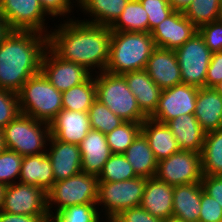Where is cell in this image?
Segmentation results:
<instances>
[{"instance_id": "obj_1", "label": "cell", "mask_w": 222, "mask_h": 222, "mask_svg": "<svg viewBox=\"0 0 222 222\" xmlns=\"http://www.w3.org/2000/svg\"><path fill=\"white\" fill-rule=\"evenodd\" d=\"M71 17L63 23L60 21L55 29L51 27L48 47L61 59L80 64L93 74L105 71L109 60L110 27Z\"/></svg>"}, {"instance_id": "obj_2", "label": "cell", "mask_w": 222, "mask_h": 222, "mask_svg": "<svg viewBox=\"0 0 222 222\" xmlns=\"http://www.w3.org/2000/svg\"><path fill=\"white\" fill-rule=\"evenodd\" d=\"M48 36L35 31H10L0 44V89L18 92L40 72Z\"/></svg>"}, {"instance_id": "obj_3", "label": "cell", "mask_w": 222, "mask_h": 222, "mask_svg": "<svg viewBox=\"0 0 222 222\" xmlns=\"http://www.w3.org/2000/svg\"><path fill=\"white\" fill-rule=\"evenodd\" d=\"M155 48L150 32L111 31L109 60L105 71L123 74L144 70Z\"/></svg>"}, {"instance_id": "obj_4", "label": "cell", "mask_w": 222, "mask_h": 222, "mask_svg": "<svg viewBox=\"0 0 222 222\" xmlns=\"http://www.w3.org/2000/svg\"><path fill=\"white\" fill-rule=\"evenodd\" d=\"M20 113L50 124L62 110V92L42 74L31 76L17 92Z\"/></svg>"}, {"instance_id": "obj_5", "label": "cell", "mask_w": 222, "mask_h": 222, "mask_svg": "<svg viewBox=\"0 0 222 222\" xmlns=\"http://www.w3.org/2000/svg\"><path fill=\"white\" fill-rule=\"evenodd\" d=\"M96 99L123 121L143 123L148 117L141 111L137 100L122 74L106 71L94 74Z\"/></svg>"}, {"instance_id": "obj_6", "label": "cell", "mask_w": 222, "mask_h": 222, "mask_svg": "<svg viewBox=\"0 0 222 222\" xmlns=\"http://www.w3.org/2000/svg\"><path fill=\"white\" fill-rule=\"evenodd\" d=\"M8 150L21 156L45 153L50 137V124L19 114L2 129Z\"/></svg>"}, {"instance_id": "obj_7", "label": "cell", "mask_w": 222, "mask_h": 222, "mask_svg": "<svg viewBox=\"0 0 222 222\" xmlns=\"http://www.w3.org/2000/svg\"><path fill=\"white\" fill-rule=\"evenodd\" d=\"M146 182L147 178L139 176L124 181H99L96 205L101 217L110 222L123 210L140 206Z\"/></svg>"}, {"instance_id": "obj_8", "label": "cell", "mask_w": 222, "mask_h": 222, "mask_svg": "<svg viewBox=\"0 0 222 222\" xmlns=\"http://www.w3.org/2000/svg\"><path fill=\"white\" fill-rule=\"evenodd\" d=\"M98 183L97 175L84 172L54 182L52 188L47 192L49 215L73 205L96 204Z\"/></svg>"}, {"instance_id": "obj_9", "label": "cell", "mask_w": 222, "mask_h": 222, "mask_svg": "<svg viewBox=\"0 0 222 222\" xmlns=\"http://www.w3.org/2000/svg\"><path fill=\"white\" fill-rule=\"evenodd\" d=\"M0 16L11 31H35L48 36L51 30L46 20L51 18L40 0H0Z\"/></svg>"}, {"instance_id": "obj_10", "label": "cell", "mask_w": 222, "mask_h": 222, "mask_svg": "<svg viewBox=\"0 0 222 222\" xmlns=\"http://www.w3.org/2000/svg\"><path fill=\"white\" fill-rule=\"evenodd\" d=\"M183 84L205 87V78L212 52L204 38L197 32L181 47L175 50Z\"/></svg>"}, {"instance_id": "obj_11", "label": "cell", "mask_w": 222, "mask_h": 222, "mask_svg": "<svg viewBox=\"0 0 222 222\" xmlns=\"http://www.w3.org/2000/svg\"><path fill=\"white\" fill-rule=\"evenodd\" d=\"M155 177L170 186L201 182V154L180 150L158 161Z\"/></svg>"}, {"instance_id": "obj_12", "label": "cell", "mask_w": 222, "mask_h": 222, "mask_svg": "<svg viewBox=\"0 0 222 222\" xmlns=\"http://www.w3.org/2000/svg\"><path fill=\"white\" fill-rule=\"evenodd\" d=\"M1 211L22 215H49L47 193L37 186L14 183L5 186Z\"/></svg>"}, {"instance_id": "obj_13", "label": "cell", "mask_w": 222, "mask_h": 222, "mask_svg": "<svg viewBox=\"0 0 222 222\" xmlns=\"http://www.w3.org/2000/svg\"><path fill=\"white\" fill-rule=\"evenodd\" d=\"M40 71L60 92L86 82L93 75L86 67L61 59L49 47L43 54Z\"/></svg>"}, {"instance_id": "obj_14", "label": "cell", "mask_w": 222, "mask_h": 222, "mask_svg": "<svg viewBox=\"0 0 222 222\" xmlns=\"http://www.w3.org/2000/svg\"><path fill=\"white\" fill-rule=\"evenodd\" d=\"M198 89L183 83L163 89L158 107L150 118L166 124L181 115L194 114Z\"/></svg>"}, {"instance_id": "obj_15", "label": "cell", "mask_w": 222, "mask_h": 222, "mask_svg": "<svg viewBox=\"0 0 222 222\" xmlns=\"http://www.w3.org/2000/svg\"><path fill=\"white\" fill-rule=\"evenodd\" d=\"M198 32V28L188 20L184 12L174 11L150 33L155 46L176 50Z\"/></svg>"}, {"instance_id": "obj_16", "label": "cell", "mask_w": 222, "mask_h": 222, "mask_svg": "<svg viewBox=\"0 0 222 222\" xmlns=\"http://www.w3.org/2000/svg\"><path fill=\"white\" fill-rule=\"evenodd\" d=\"M46 153L51 160L55 182L82 172V157L77 144L65 143L50 136Z\"/></svg>"}, {"instance_id": "obj_17", "label": "cell", "mask_w": 222, "mask_h": 222, "mask_svg": "<svg viewBox=\"0 0 222 222\" xmlns=\"http://www.w3.org/2000/svg\"><path fill=\"white\" fill-rule=\"evenodd\" d=\"M145 70L154 83L162 90L182 84L175 50L156 47L148 59Z\"/></svg>"}, {"instance_id": "obj_18", "label": "cell", "mask_w": 222, "mask_h": 222, "mask_svg": "<svg viewBox=\"0 0 222 222\" xmlns=\"http://www.w3.org/2000/svg\"><path fill=\"white\" fill-rule=\"evenodd\" d=\"M91 130L88 112L62 109L50 123V136L79 145Z\"/></svg>"}, {"instance_id": "obj_19", "label": "cell", "mask_w": 222, "mask_h": 222, "mask_svg": "<svg viewBox=\"0 0 222 222\" xmlns=\"http://www.w3.org/2000/svg\"><path fill=\"white\" fill-rule=\"evenodd\" d=\"M174 186L156 177L147 179L140 206L151 215L165 220L172 217Z\"/></svg>"}, {"instance_id": "obj_20", "label": "cell", "mask_w": 222, "mask_h": 222, "mask_svg": "<svg viewBox=\"0 0 222 222\" xmlns=\"http://www.w3.org/2000/svg\"><path fill=\"white\" fill-rule=\"evenodd\" d=\"M78 146L82 157V172L98 176L112 155L106 135L91 129Z\"/></svg>"}, {"instance_id": "obj_21", "label": "cell", "mask_w": 222, "mask_h": 222, "mask_svg": "<svg viewBox=\"0 0 222 222\" xmlns=\"http://www.w3.org/2000/svg\"><path fill=\"white\" fill-rule=\"evenodd\" d=\"M122 75L134 94L141 111L150 118L158 107L162 89L154 83L145 69L126 72Z\"/></svg>"}, {"instance_id": "obj_22", "label": "cell", "mask_w": 222, "mask_h": 222, "mask_svg": "<svg viewBox=\"0 0 222 222\" xmlns=\"http://www.w3.org/2000/svg\"><path fill=\"white\" fill-rule=\"evenodd\" d=\"M194 115L207 133L222 128V95L213 87L198 89Z\"/></svg>"}, {"instance_id": "obj_23", "label": "cell", "mask_w": 222, "mask_h": 222, "mask_svg": "<svg viewBox=\"0 0 222 222\" xmlns=\"http://www.w3.org/2000/svg\"><path fill=\"white\" fill-rule=\"evenodd\" d=\"M18 182L40 187L46 193L52 188L55 178L46 152L23 156Z\"/></svg>"}, {"instance_id": "obj_24", "label": "cell", "mask_w": 222, "mask_h": 222, "mask_svg": "<svg viewBox=\"0 0 222 222\" xmlns=\"http://www.w3.org/2000/svg\"><path fill=\"white\" fill-rule=\"evenodd\" d=\"M181 150L201 154L206 132L194 114L181 115L166 123Z\"/></svg>"}, {"instance_id": "obj_25", "label": "cell", "mask_w": 222, "mask_h": 222, "mask_svg": "<svg viewBox=\"0 0 222 222\" xmlns=\"http://www.w3.org/2000/svg\"><path fill=\"white\" fill-rule=\"evenodd\" d=\"M202 189L201 182L174 186L172 216L184 222H198Z\"/></svg>"}, {"instance_id": "obj_26", "label": "cell", "mask_w": 222, "mask_h": 222, "mask_svg": "<svg viewBox=\"0 0 222 222\" xmlns=\"http://www.w3.org/2000/svg\"><path fill=\"white\" fill-rule=\"evenodd\" d=\"M141 132L147 138L157 161L168 158L181 150L172 131L165 123L147 118L142 123Z\"/></svg>"}, {"instance_id": "obj_27", "label": "cell", "mask_w": 222, "mask_h": 222, "mask_svg": "<svg viewBox=\"0 0 222 222\" xmlns=\"http://www.w3.org/2000/svg\"><path fill=\"white\" fill-rule=\"evenodd\" d=\"M128 2L129 0H78L77 9L89 17L81 19L82 21L110 27Z\"/></svg>"}, {"instance_id": "obj_28", "label": "cell", "mask_w": 222, "mask_h": 222, "mask_svg": "<svg viewBox=\"0 0 222 222\" xmlns=\"http://www.w3.org/2000/svg\"><path fill=\"white\" fill-rule=\"evenodd\" d=\"M124 156L139 177H155L158 161L150 148L147 138L142 132L134 139L124 152Z\"/></svg>"}, {"instance_id": "obj_29", "label": "cell", "mask_w": 222, "mask_h": 222, "mask_svg": "<svg viewBox=\"0 0 222 222\" xmlns=\"http://www.w3.org/2000/svg\"><path fill=\"white\" fill-rule=\"evenodd\" d=\"M111 31L149 32L148 15L139 0H129L117 20L110 26Z\"/></svg>"}, {"instance_id": "obj_30", "label": "cell", "mask_w": 222, "mask_h": 222, "mask_svg": "<svg viewBox=\"0 0 222 222\" xmlns=\"http://www.w3.org/2000/svg\"><path fill=\"white\" fill-rule=\"evenodd\" d=\"M201 162L203 175L222 176V128L205 134Z\"/></svg>"}, {"instance_id": "obj_31", "label": "cell", "mask_w": 222, "mask_h": 222, "mask_svg": "<svg viewBox=\"0 0 222 222\" xmlns=\"http://www.w3.org/2000/svg\"><path fill=\"white\" fill-rule=\"evenodd\" d=\"M96 99L94 74L80 85L62 92V109L76 112H88Z\"/></svg>"}, {"instance_id": "obj_32", "label": "cell", "mask_w": 222, "mask_h": 222, "mask_svg": "<svg viewBox=\"0 0 222 222\" xmlns=\"http://www.w3.org/2000/svg\"><path fill=\"white\" fill-rule=\"evenodd\" d=\"M49 222H106L96 204L69 206L50 216Z\"/></svg>"}, {"instance_id": "obj_33", "label": "cell", "mask_w": 222, "mask_h": 222, "mask_svg": "<svg viewBox=\"0 0 222 222\" xmlns=\"http://www.w3.org/2000/svg\"><path fill=\"white\" fill-rule=\"evenodd\" d=\"M221 0H193L184 10L185 17L198 29L208 23L217 21Z\"/></svg>"}, {"instance_id": "obj_34", "label": "cell", "mask_w": 222, "mask_h": 222, "mask_svg": "<svg viewBox=\"0 0 222 222\" xmlns=\"http://www.w3.org/2000/svg\"><path fill=\"white\" fill-rule=\"evenodd\" d=\"M142 123L124 121L110 133L106 140L112 154H124L127 148L141 132Z\"/></svg>"}, {"instance_id": "obj_35", "label": "cell", "mask_w": 222, "mask_h": 222, "mask_svg": "<svg viewBox=\"0 0 222 222\" xmlns=\"http://www.w3.org/2000/svg\"><path fill=\"white\" fill-rule=\"evenodd\" d=\"M137 177L124 154H112L98 175L99 181L116 182Z\"/></svg>"}, {"instance_id": "obj_36", "label": "cell", "mask_w": 222, "mask_h": 222, "mask_svg": "<svg viewBox=\"0 0 222 222\" xmlns=\"http://www.w3.org/2000/svg\"><path fill=\"white\" fill-rule=\"evenodd\" d=\"M92 130L108 134L124 121L109 110L102 102L95 99L88 111Z\"/></svg>"}, {"instance_id": "obj_37", "label": "cell", "mask_w": 222, "mask_h": 222, "mask_svg": "<svg viewBox=\"0 0 222 222\" xmlns=\"http://www.w3.org/2000/svg\"><path fill=\"white\" fill-rule=\"evenodd\" d=\"M23 156L6 149L0 153V184L8 186L19 180Z\"/></svg>"}, {"instance_id": "obj_38", "label": "cell", "mask_w": 222, "mask_h": 222, "mask_svg": "<svg viewBox=\"0 0 222 222\" xmlns=\"http://www.w3.org/2000/svg\"><path fill=\"white\" fill-rule=\"evenodd\" d=\"M148 15L149 32L158 26L175 10L168 0H139Z\"/></svg>"}, {"instance_id": "obj_39", "label": "cell", "mask_w": 222, "mask_h": 222, "mask_svg": "<svg viewBox=\"0 0 222 222\" xmlns=\"http://www.w3.org/2000/svg\"><path fill=\"white\" fill-rule=\"evenodd\" d=\"M20 113L16 92L0 89V129H3Z\"/></svg>"}, {"instance_id": "obj_40", "label": "cell", "mask_w": 222, "mask_h": 222, "mask_svg": "<svg viewBox=\"0 0 222 222\" xmlns=\"http://www.w3.org/2000/svg\"><path fill=\"white\" fill-rule=\"evenodd\" d=\"M40 4L43 10L50 17H52V19L53 18L57 19V17H59L61 18V20H64V18H66V20H69V19H72L70 18V16L74 14L73 13L74 5H75V8L76 6H78V0H75V1L74 0H40Z\"/></svg>"}, {"instance_id": "obj_41", "label": "cell", "mask_w": 222, "mask_h": 222, "mask_svg": "<svg viewBox=\"0 0 222 222\" xmlns=\"http://www.w3.org/2000/svg\"><path fill=\"white\" fill-rule=\"evenodd\" d=\"M198 32L212 53L222 51V23L220 21L205 24L198 29Z\"/></svg>"}, {"instance_id": "obj_42", "label": "cell", "mask_w": 222, "mask_h": 222, "mask_svg": "<svg viewBox=\"0 0 222 222\" xmlns=\"http://www.w3.org/2000/svg\"><path fill=\"white\" fill-rule=\"evenodd\" d=\"M201 210L198 222H222V206L202 189Z\"/></svg>"}, {"instance_id": "obj_43", "label": "cell", "mask_w": 222, "mask_h": 222, "mask_svg": "<svg viewBox=\"0 0 222 222\" xmlns=\"http://www.w3.org/2000/svg\"><path fill=\"white\" fill-rule=\"evenodd\" d=\"M110 222H163V220L151 215L141 206H137L123 210Z\"/></svg>"}, {"instance_id": "obj_44", "label": "cell", "mask_w": 222, "mask_h": 222, "mask_svg": "<svg viewBox=\"0 0 222 222\" xmlns=\"http://www.w3.org/2000/svg\"><path fill=\"white\" fill-rule=\"evenodd\" d=\"M222 81V51L212 53L205 78V87H215Z\"/></svg>"}, {"instance_id": "obj_45", "label": "cell", "mask_w": 222, "mask_h": 222, "mask_svg": "<svg viewBox=\"0 0 222 222\" xmlns=\"http://www.w3.org/2000/svg\"><path fill=\"white\" fill-rule=\"evenodd\" d=\"M201 184L203 191L222 206V176L203 175Z\"/></svg>"}, {"instance_id": "obj_46", "label": "cell", "mask_w": 222, "mask_h": 222, "mask_svg": "<svg viewBox=\"0 0 222 222\" xmlns=\"http://www.w3.org/2000/svg\"><path fill=\"white\" fill-rule=\"evenodd\" d=\"M50 215L11 214L0 210V222H49Z\"/></svg>"}, {"instance_id": "obj_47", "label": "cell", "mask_w": 222, "mask_h": 222, "mask_svg": "<svg viewBox=\"0 0 222 222\" xmlns=\"http://www.w3.org/2000/svg\"><path fill=\"white\" fill-rule=\"evenodd\" d=\"M168 1L174 10L182 12H184V10L193 2V0H168Z\"/></svg>"}, {"instance_id": "obj_48", "label": "cell", "mask_w": 222, "mask_h": 222, "mask_svg": "<svg viewBox=\"0 0 222 222\" xmlns=\"http://www.w3.org/2000/svg\"><path fill=\"white\" fill-rule=\"evenodd\" d=\"M10 31L11 29L7 25L6 21L0 16V44Z\"/></svg>"}, {"instance_id": "obj_49", "label": "cell", "mask_w": 222, "mask_h": 222, "mask_svg": "<svg viewBox=\"0 0 222 222\" xmlns=\"http://www.w3.org/2000/svg\"><path fill=\"white\" fill-rule=\"evenodd\" d=\"M7 148H6V145H5V140H4V136H3V133H2V129H0V153L5 151Z\"/></svg>"}, {"instance_id": "obj_50", "label": "cell", "mask_w": 222, "mask_h": 222, "mask_svg": "<svg viewBox=\"0 0 222 222\" xmlns=\"http://www.w3.org/2000/svg\"><path fill=\"white\" fill-rule=\"evenodd\" d=\"M4 189H5V186L0 184V210H1V207H2V203H3Z\"/></svg>"}, {"instance_id": "obj_51", "label": "cell", "mask_w": 222, "mask_h": 222, "mask_svg": "<svg viewBox=\"0 0 222 222\" xmlns=\"http://www.w3.org/2000/svg\"><path fill=\"white\" fill-rule=\"evenodd\" d=\"M163 222H184V221H182L179 218H175V217L172 216V217H169V218L163 220Z\"/></svg>"}, {"instance_id": "obj_52", "label": "cell", "mask_w": 222, "mask_h": 222, "mask_svg": "<svg viewBox=\"0 0 222 222\" xmlns=\"http://www.w3.org/2000/svg\"><path fill=\"white\" fill-rule=\"evenodd\" d=\"M222 95V81L214 87Z\"/></svg>"}, {"instance_id": "obj_53", "label": "cell", "mask_w": 222, "mask_h": 222, "mask_svg": "<svg viewBox=\"0 0 222 222\" xmlns=\"http://www.w3.org/2000/svg\"><path fill=\"white\" fill-rule=\"evenodd\" d=\"M217 20L222 23V0H221L220 9H219V16Z\"/></svg>"}]
</instances>
